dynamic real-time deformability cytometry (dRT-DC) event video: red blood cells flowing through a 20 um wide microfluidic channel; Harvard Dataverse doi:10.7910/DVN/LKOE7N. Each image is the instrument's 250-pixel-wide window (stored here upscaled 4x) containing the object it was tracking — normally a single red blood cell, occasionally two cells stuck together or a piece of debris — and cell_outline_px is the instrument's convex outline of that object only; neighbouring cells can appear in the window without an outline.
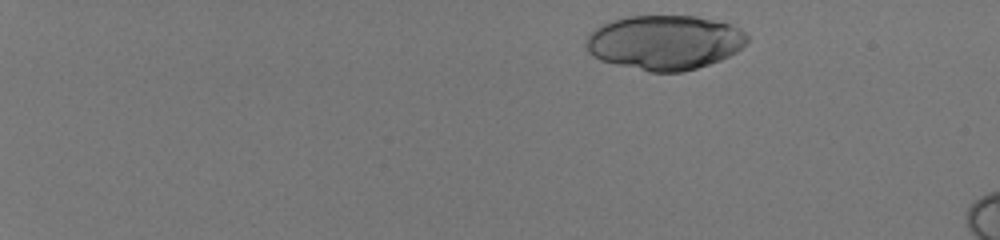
{"species": "human", "species_latin": "Homo sapiens", "temperature_condition": "room temperature", "stored_images_in_passage": 47, "camera_frame_rate_fps": 3000, "um_per_image_px": 0.085, "donor": {"sex": "male"}, "frame": {"image": 1, "passage_image": 2, "time_ms": 0.333, "image_size_px": [1000, 240], "cell_outline_px": [[748, 40], [736, 52], [720, 60], [684, 72], [652, 72], [616, 64], [600, 60], [592, 56], [588, 52], [584, 44], [588, 36], [596, 28], [612, 20], [628, 16], [696, 16], [732, 24], [740, 28], [748, 36]], "centroid_in_image_um": [56.49, 3.6], "position_along_channel_um": 28.5, "area_um2": 51.15}}
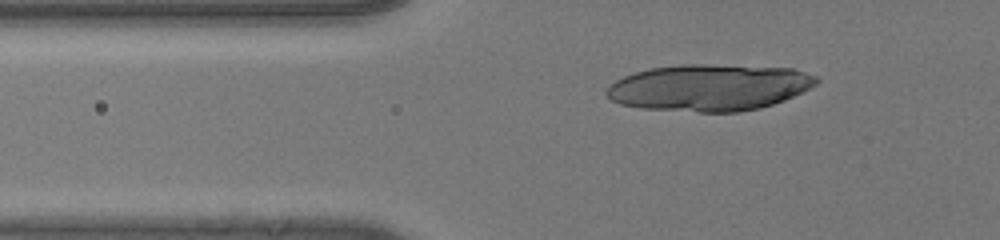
{"frame": {"image": 2, "passage_image": 15, "time_ms": 4.667, "image_size_px": [1000, 240], "cell_outline_px": [[820, 80], [816, 84], [784, 100], [760, 108], [740, 112], [700, 112], [640, 108], [620, 104], [612, 100], [604, 92], [608, 84], [624, 76], [636, 72], [652, 68], [680, 64], [704, 64], [792, 68], [816, 76]], "centroid_in_image_um": [60.25, 7.44], "position_along_channel_um": 65.6, "area_um2": 56.93}}